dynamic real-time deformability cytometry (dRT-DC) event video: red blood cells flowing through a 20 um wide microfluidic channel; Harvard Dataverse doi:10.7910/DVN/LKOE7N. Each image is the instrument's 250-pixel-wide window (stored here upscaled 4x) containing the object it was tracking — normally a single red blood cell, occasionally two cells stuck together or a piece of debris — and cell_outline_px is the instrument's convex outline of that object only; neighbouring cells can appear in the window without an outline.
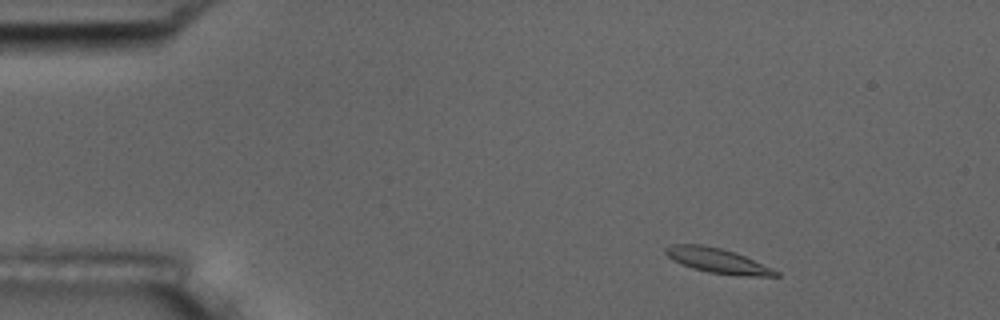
{"species": "common noctule bat (a hibernating species)", "species_latin": "Nyctalus noctula", "temperature_condition": "room temperature", "stored_images_in_passage": 5, "camera_frame_rate_fps": 3000, "um_per_image_px": 0.085, "animal": {"sex": "male", "body_mass_g": 17.5, "forearm_length_mm": 52.3}, "frame": {"image": 1, "passage_image": 1, "time_ms": 0.0, "image_size_px": [1000, 320], "cell_outline_px": [[780, 276], [740, 276], [708, 272], [692, 268], [668, 256], [664, 252], [664, 248], [672, 244], [704, 244], [736, 252], [772, 268], [780, 272]], "centroid_in_image_um": [61.03, 22.15], "position_along_channel_um": 24.0, "area_um2": 15.9}}
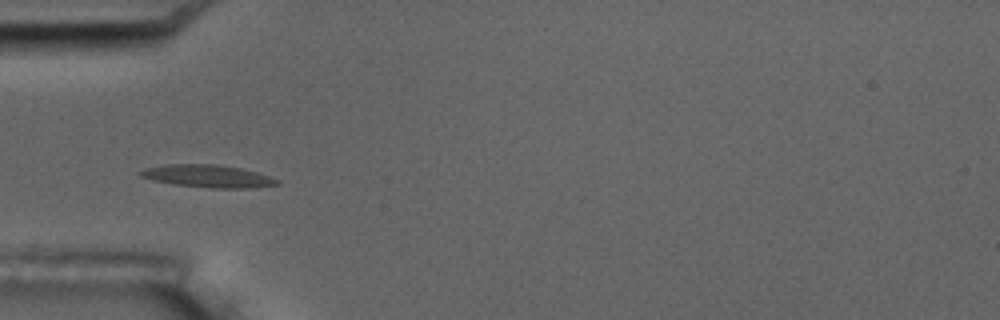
{"frame": {"image": 2, "passage_image": 4, "time_ms": 3.333, "image_size_px": [1000, 320], "cell_outline_px": [[280, 184], [252, 188], [208, 188], [176, 184], [152, 180], [140, 176], [136, 172], [144, 168], [164, 164], [216, 164], [240, 168], [256, 172], [280, 180]], "centroid_in_image_um": [17.63, 14.97], "position_along_channel_um": 67.4, "area_um2": 18.03}}